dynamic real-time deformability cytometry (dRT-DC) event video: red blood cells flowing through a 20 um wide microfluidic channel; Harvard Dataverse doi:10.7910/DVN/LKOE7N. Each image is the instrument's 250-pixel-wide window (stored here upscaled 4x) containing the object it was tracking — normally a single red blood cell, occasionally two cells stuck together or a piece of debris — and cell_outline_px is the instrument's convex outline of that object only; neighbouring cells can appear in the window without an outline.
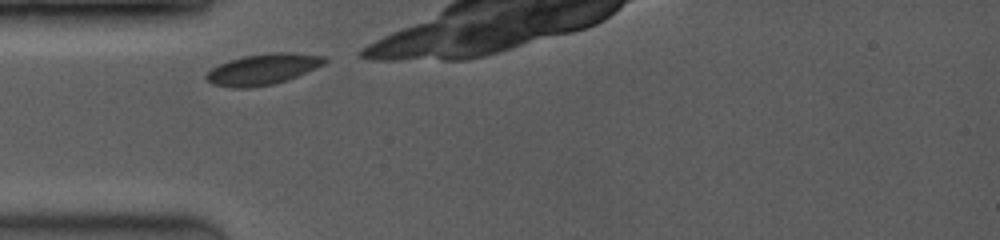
{"species": "common noctule bat (a hibernating species)", "species_latin": "Nyctalus noctula", "temperature_condition": "room temperature", "stored_images_in_passage": 38, "camera_frame_rate_fps": 3500, "um_per_image_px": 0.085, "animal": {"sex": "female", "body_mass_g": 19.0, "forearm_length_mm": 53.3}, "frame": {"image": 1, "passage_image": 1, "time_ms": 0.0, "image_size_px": [1000, 240], "cell_outline_px": [[328, 60], [324, 64], [296, 76], [272, 84], [248, 88], [232, 88], [212, 84], [204, 76], [212, 68], [228, 60], [244, 56], [268, 52], [292, 52], [328, 56]], "centroid_in_image_um": [22.35, 5.87], "position_along_channel_um": 62.6, "area_um2": 21.27}}
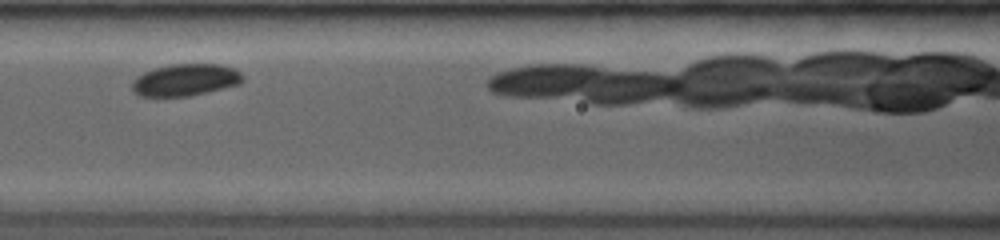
{"frame": {"image": 2, "passage_image": 9, "time_ms": 2.286, "image_size_px": [1000, 240], "cell_outline_px": [[244, 80], [240, 84], [188, 96], [140, 96], [132, 88], [132, 80], [136, 76], [144, 72], [168, 64], [220, 64], [236, 68], [244, 76]], "centroid_in_image_um": [15.79, 6.78], "position_along_channel_um": 150.8, "area_um2": 20.63}}
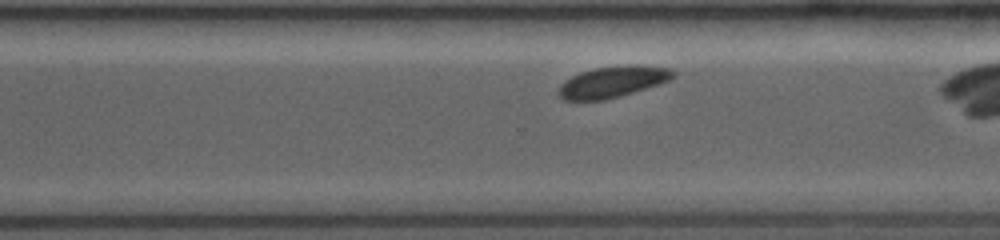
{"frame": {"image": 3, "passage_image": 32, "time_ms": 6.571, "image_size_px": [1000, 240], "cell_outline_px": [[676, 76], [668, 80], [620, 96], [604, 100], [564, 100], [560, 96], [560, 84], [564, 80], [580, 72], [596, 68], [624, 64], [644, 64], [668, 68], [676, 72]], "centroid_in_image_um": [52.09, 6.93], "position_along_channel_um": 318.5, "area_um2": 20.75}}